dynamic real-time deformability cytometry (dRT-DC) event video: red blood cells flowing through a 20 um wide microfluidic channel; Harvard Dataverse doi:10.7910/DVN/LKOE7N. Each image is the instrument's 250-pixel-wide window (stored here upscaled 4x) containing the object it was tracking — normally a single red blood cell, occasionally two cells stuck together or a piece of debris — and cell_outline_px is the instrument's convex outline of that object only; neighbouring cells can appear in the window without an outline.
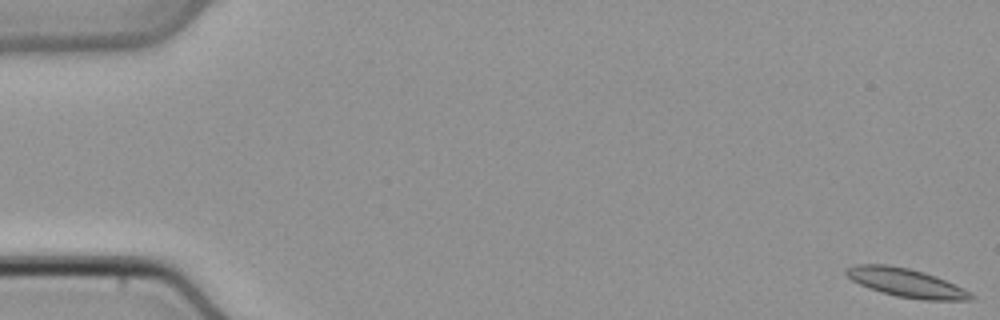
{"species": "common noctule bat (a hibernating species)", "species_latin": "Nyctalus noctula", "temperature_condition": "cold", "stored_images_in_passage": 21, "camera_frame_rate_fps": 3000, "um_per_image_px": 0.085, "animal": {"sex": "male", "body_mass_g": 21.5, "forearm_length_mm": 52.0}, "frame": {"image": 1, "passage_image": 1, "time_ms": 0.0, "image_size_px": [1000, 320], "cell_outline_px": [[976, 296], [972, 300], [924, 300], [896, 296], [880, 292], [868, 288], [852, 280], [844, 272], [844, 268], [856, 264], [888, 264], [908, 268], [924, 272], [936, 276], [956, 284], [964, 288]], "centroid_in_image_um": [77.03, 24.03], "position_along_channel_um": 8.0, "area_um2": 21.04}}
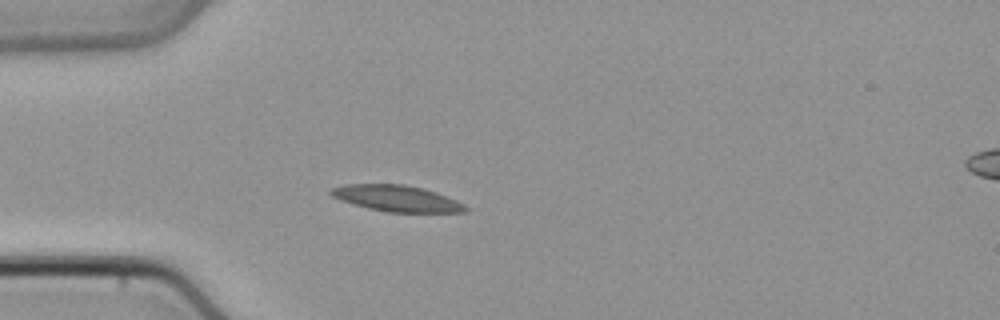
{"frame": {"image": 2, "passage_image": 15, "time_ms": 4.667, "image_size_px": [1000, 320], "cell_outline_px": [[468, 212], [388, 212], [368, 208], [352, 204], [340, 200], [332, 196], [328, 192], [332, 188], [344, 184], [404, 184], [424, 188], [436, 192], [456, 200], [464, 204], [468, 208]], "centroid_in_image_um": [33.71, 16.86], "position_along_channel_um": 51.3, "area_um2": 20.58}}
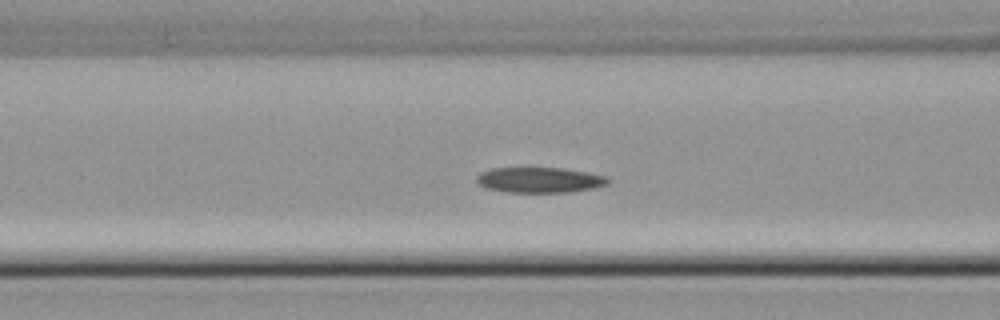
{"frame": {"image": 3, "passage_image": 21, "time_ms": 6.667, "image_size_px": [1000, 320], "cell_outline_px": [[612, 180], [608, 184], [592, 188], [568, 192], [508, 192], [488, 188], [476, 184], [476, 176], [480, 172], [492, 168], [560, 168], [588, 172], [608, 176]], "centroid_in_image_um": [45.87, 15.29], "position_along_channel_um": 120.7, "area_um2": 19.54}}